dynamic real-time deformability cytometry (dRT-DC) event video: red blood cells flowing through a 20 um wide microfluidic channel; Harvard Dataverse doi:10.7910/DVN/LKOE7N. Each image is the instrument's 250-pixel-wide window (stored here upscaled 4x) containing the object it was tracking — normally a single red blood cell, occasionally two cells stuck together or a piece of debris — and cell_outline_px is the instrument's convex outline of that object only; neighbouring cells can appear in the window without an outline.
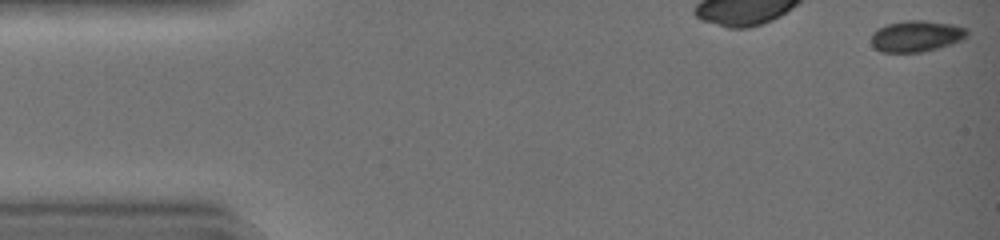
{"species": "common noctule bat (a hibernating species)", "species_latin": "Nyctalus noctula", "temperature_condition": "warm", "stored_images_in_passage": 12, "camera_frame_rate_fps": 3000, "um_per_image_px": 0.085, "animal": {"sex": "female", "body_mass_g": 19.0, "forearm_length_mm": 51.5}, "frame": {"image": 1, "passage_image": 1, "time_ms": 0.0, "image_size_px": [1000, 240], "cell_outline_px": [[968, 36], [964, 40], [952, 44], [920, 52], [880, 52], [872, 44], [872, 32], [876, 28], [888, 24], [904, 20], [924, 20], [952, 24], [968, 28]], "centroid_in_image_um": [77.91, 3.06], "position_along_channel_um": 7.1, "area_um2": 17.63}}